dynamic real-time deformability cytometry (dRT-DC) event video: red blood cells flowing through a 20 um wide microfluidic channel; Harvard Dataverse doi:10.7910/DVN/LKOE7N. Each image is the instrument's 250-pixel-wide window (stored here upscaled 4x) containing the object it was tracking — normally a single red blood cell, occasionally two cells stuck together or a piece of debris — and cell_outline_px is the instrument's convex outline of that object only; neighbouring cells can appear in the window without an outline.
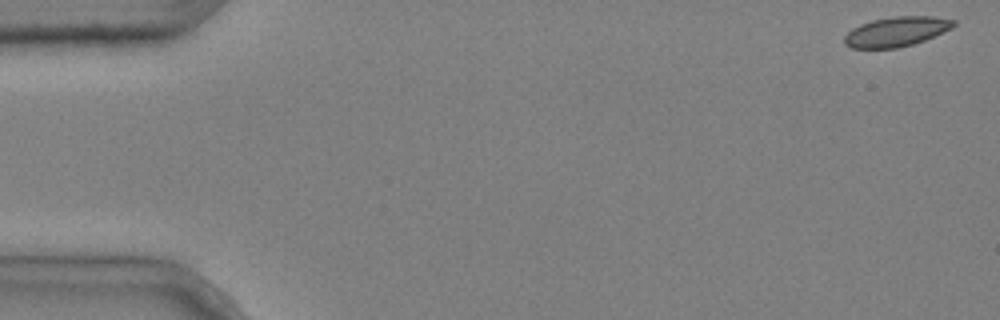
{"species": "common noctule bat (a hibernating species)", "species_latin": "Nyctalus noctula", "temperature_condition": "cold", "stored_images_in_passage": 5, "camera_frame_rate_fps": 3000, "um_per_image_px": 0.085, "animal": {"sex": "male", "body_mass_g": 20.4}, "frame": {"image": 1, "passage_image": 1, "time_ms": 0.0, "image_size_px": [1000, 320], "cell_outline_px": [[956, 24], [952, 28], [924, 40], [912, 44], [896, 48], [852, 48], [844, 44], [844, 36], [852, 28], [860, 24], [872, 20], [892, 16], [932, 16], [956, 20]], "centroid_in_image_um": [76.18, 2.68], "position_along_channel_um": 8.8, "area_um2": 18.9}}
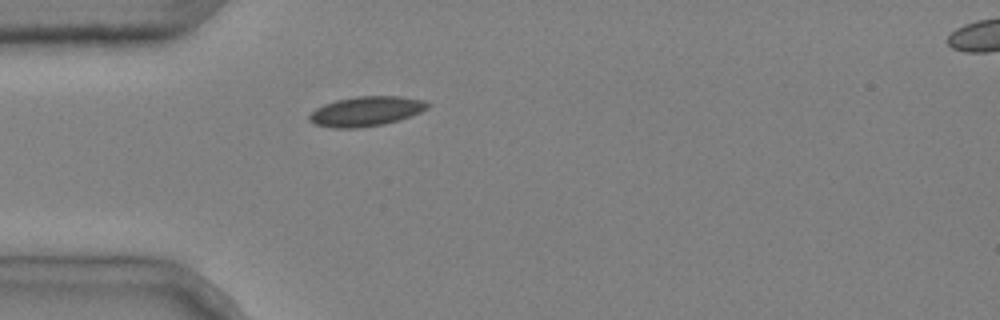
{"frame": {"image": 2, "passage_image": 5, "time_ms": 1.333, "image_size_px": [1000, 320], "cell_outline_px": [[432, 104], [428, 108], [420, 112], [384, 124], [356, 128], [332, 128], [316, 124], [308, 120], [308, 116], [316, 108], [324, 104], [336, 100], [356, 96], [400, 96], [424, 100]], "centroid_in_image_um": [31.11, 9.45], "position_along_channel_um": 53.9, "area_um2": 20.4}}